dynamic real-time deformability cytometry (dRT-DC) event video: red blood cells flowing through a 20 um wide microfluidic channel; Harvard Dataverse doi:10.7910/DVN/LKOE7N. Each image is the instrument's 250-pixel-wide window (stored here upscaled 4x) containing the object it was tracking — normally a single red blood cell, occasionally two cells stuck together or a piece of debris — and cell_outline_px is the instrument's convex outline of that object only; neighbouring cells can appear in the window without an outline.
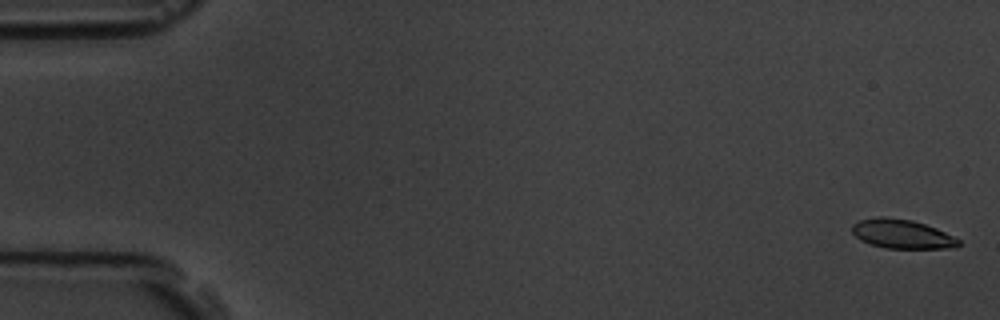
{"species": "common noctule bat (a hibernating species)", "species_latin": "Nyctalus noctula", "temperature_condition": "room temperature", "stored_images_in_passage": 57, "camera_frame_rate_fps": 3000, "um_per_image_px": 0.085, "animal": {"sex": "male", "body_mass_g": 19.5, "forearm_length_mm": 54.6}, "frame": {"image": 1, "passage_image": 1, "time_ms": 0.0, "image_size_px": [1000, 320], "cell_outline_px": [[960, 244], [956, 248], [888, 248], [872, 244], [860, 240], [852, 232], [852, 224], [860, 220], [880, 216], [884, 216], [912, 220], [936, 228], [960, 240]], "centroid_in_image_um": [76.66, 19.88], "position_along_channel_um": 8.3, "area_um2": 17.92}}
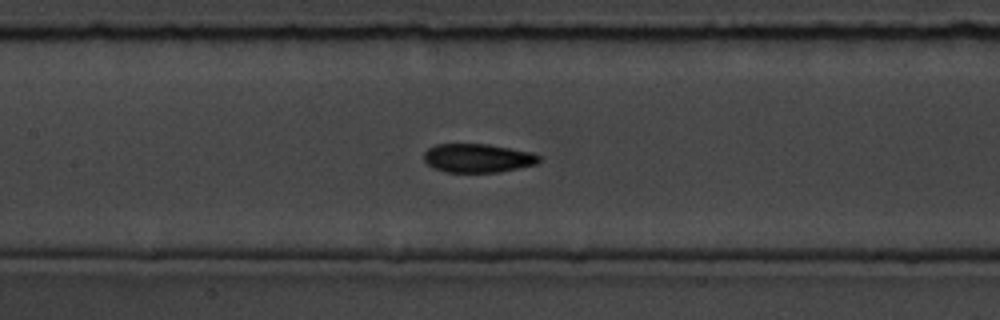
{"frame": {"image": 2, "passage_image": 26, "time_ms": 8.333, "image_size_px": [1000, 320], "cell_outline_px": [[540, 160], [536, 164], [520, 168], [500, 172], [444, 172], [432, 168], [424, 160], [424, 152], [428, 148], [436, 144], [488, 144], [532, 152], [540, 156]], "centroid_in_image_um": [40.6, 13.44], "position_along_channel_um": 166.8, "area_um2": 19.42}}
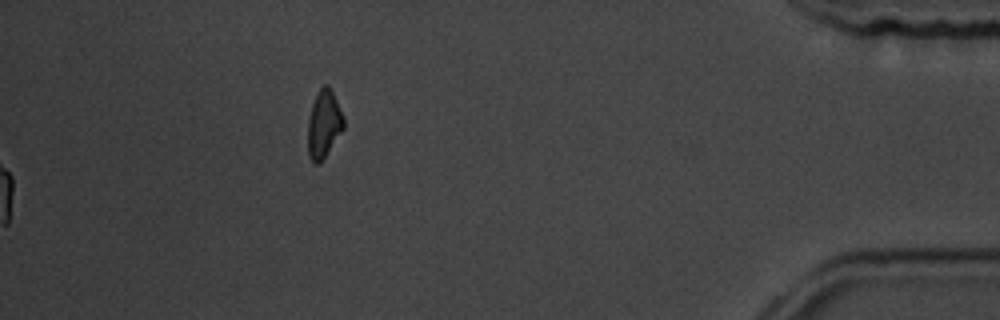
{"frame": {"image": 3, "passage_image": 57, "time_ms": 18.667, "image_size_px": [1000, 320], "cell_outline_px": [[344, 128], [324, 156], [316, 164], [308, 156], [308, 120], [312, 104], [316, 92], [324, 84], [328, 84], [332, 88], [344, 116]], "centroid_in_image_um": [27.53, 10.45], "position_along_channel_um": 407.7, "area_um2": 14.1}, "authors_computed_cell_mechanics": {"area_um2": 19.0162, "velocity_mm_per_s": 3.6609, "shape_relaxation_time_tau1_ms": 3.7081, "shape_relaxation_time_tau2_ms": 2.5088, "deformation_change_tau1": 0.1192, "deformation_change_tau2": 0.0629}}